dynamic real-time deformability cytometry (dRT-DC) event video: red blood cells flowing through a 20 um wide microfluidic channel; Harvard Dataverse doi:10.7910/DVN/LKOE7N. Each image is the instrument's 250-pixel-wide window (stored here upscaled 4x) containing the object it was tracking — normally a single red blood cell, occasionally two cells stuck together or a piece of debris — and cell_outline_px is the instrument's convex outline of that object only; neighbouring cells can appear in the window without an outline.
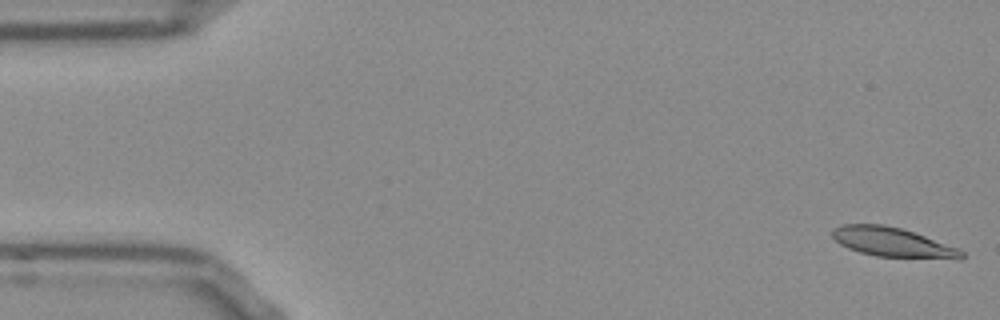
{"species": "Egyptian fruit bat (a non-hibernating species)", "species_latin": "Rousettus aegyptiacus", "temperature_condition": "room temperature", "stored_images_in_passage": 52, "camera_frame_rate_fps": 3000, "um_per_image_px": 0.085, "frame": {"image": 1, "passage_image": 1, "time_ms": 0.0, "image_size_px": [1000, 320], "cell_outline_px": [[964, 256], [960, 260], [876, 256], [860, 252], [848, 248], [840, 244], [832, 236], [832, 228], [840, 224], [884, 224], [900, 228], [960, 248], [964, 252]], "centroid_in_image_um": [75.9, 20.6], "position_along_channel_um": 9.1, "area_um2": 22.37}}
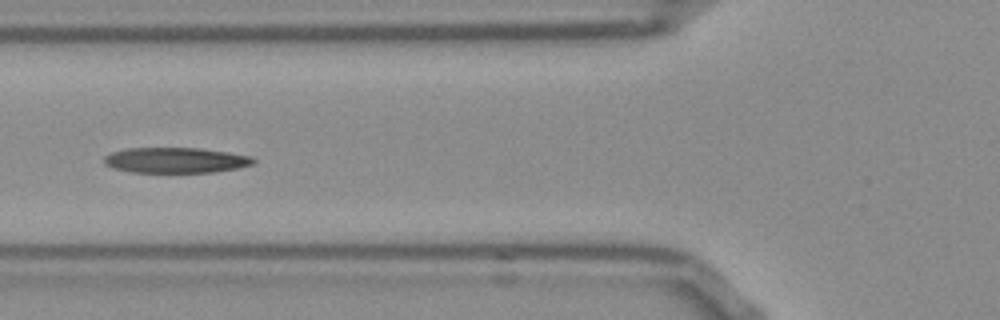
{"frame": {"image": 2, "passage_image": 19, "time_ms": 6.0, "image_size_px": [1000, 320], "cell_outline_px": [[256, 160], [252, 164], [236, 168], [212, 172], [132, 172], [112, 168], [104, 164], [104, 156], [112, 152], [128, 148], [196, 148], [228, 152], [252, 156]], "centroid_in_image_um": [14.9, 13.61], "position_along_channel_um": 110.9, "area_um2": 22.02}}
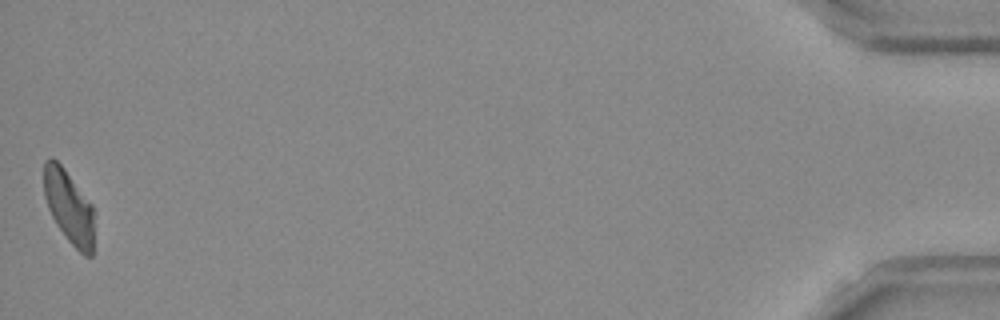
{"frame": {"image": 3, "passage_image": 52, "time_ms": 17.0, "image_size_px": [1000, 320], "cell_outline_px": [[92, 256], [84, 256], [68, 240], [56, 224], [48, 208], [44, 196], [44, 160], [52, 156], [64, 168], [92, 204]], "centroid_in_image_um": [5.82, 17.54], "position_along_channel_um": 429.4, "area_um2": 21.1}, "authors_computed_cell_mechanics": {"area_um2": 22.4842, "velocity_mm_per_s": 3.8067, "shape_relaxation_time_tau1_ms": 7.9775, "shape_relaxation_time_tau2_ms": 3.1437, "deformation_change_tau1": 0.224, "deformation_change_tau2": 0.1122}}